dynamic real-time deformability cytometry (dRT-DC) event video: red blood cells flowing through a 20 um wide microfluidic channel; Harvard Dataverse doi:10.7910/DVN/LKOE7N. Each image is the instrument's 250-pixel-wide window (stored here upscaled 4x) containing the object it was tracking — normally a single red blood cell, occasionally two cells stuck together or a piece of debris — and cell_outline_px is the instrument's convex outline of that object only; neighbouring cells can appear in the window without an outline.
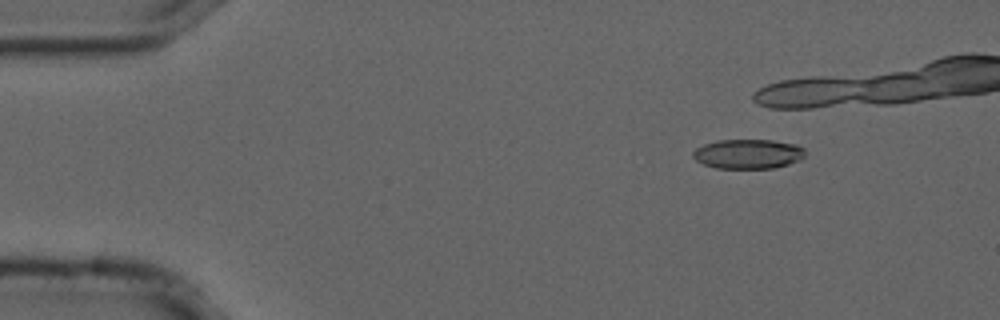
{"species": "common noctule bat (a hibernating species)", "species_latin": "Nyctalus noctula", "temperature_condition": "cold", "stored_images_in_passage": 28, "camera_frame_rate_fps": 3000, "um_per_image_px": 0.085, "animal": {"sex": "male", "forearm_length_mm": 52.5}, "frame": {"image": 1, "passage_image": 8, "time_ms": 2.333, "image_size_px": [1000, 320], "cell_outline_px": [[804, 156], [800, 160], [788, 164], [772, 168], [716, 168], [704, 164], [696, 160], [692, 156], [692, 152], [696, 148], [704, 144], [720, 140], [772, 140], [796, 144], [804, 148]], "centroid_in_image_um": [63.58, 13.08], "position_along_channel_um": 21.4, "area_um2": 19.25}}
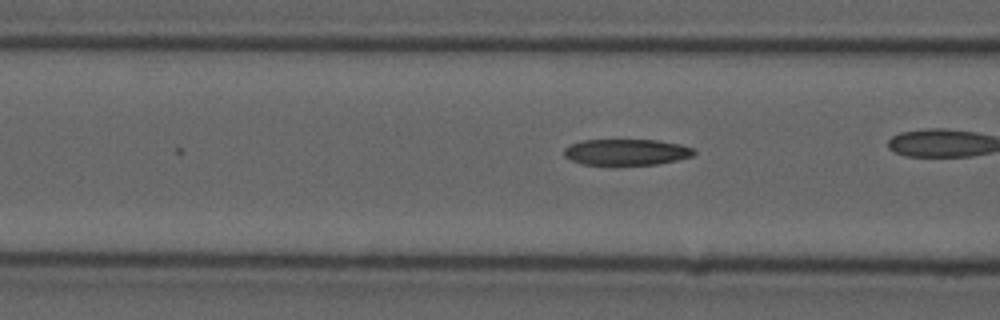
{"frame": {"image": 2, "passage_image": 22, "time_ms": 7.0, "image_size_px": [1000, 320], "cell_outline_px": [[696, 152], [692, 156], [676, 160], [656, 164], [580, 164], [564, 156], [564, 148], [572, 144], [584, 140], [656, 140], [680, 144], [692, 148]], "centroid_in_image_um": [53.24, 12.92], "position_along_channel_um": 113.4, "area_um2": 19.48}}
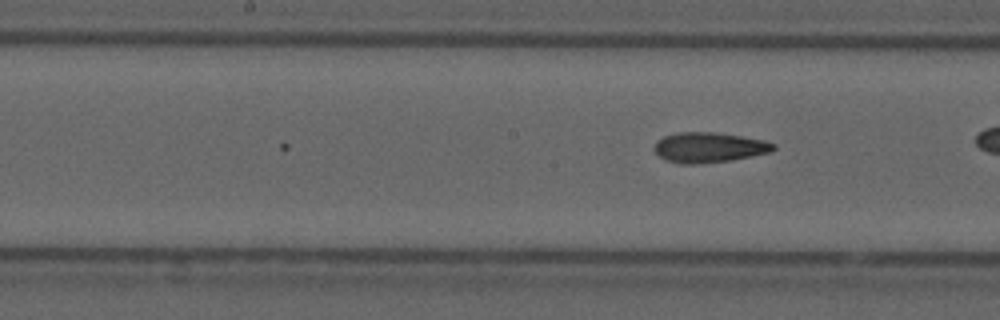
{"frame": {"image": 3, "passage_image": 28, "time_ms": 9.0, "image_size_px": [1000, 320], "cell_outline_px": [[776, 148], [772, 152], [732, 160], [696, 164], [680, 164], [668, 160], [660, 156], [656, 152], [656, 140], [664, 136], [676, 132], [712, 132], [740, 136], [764, 140], [776, 144]], "centroid_in_image_um": [60.3, 12.53], "position_along_channel_um": 187.9, "area_um2": 20.87}}